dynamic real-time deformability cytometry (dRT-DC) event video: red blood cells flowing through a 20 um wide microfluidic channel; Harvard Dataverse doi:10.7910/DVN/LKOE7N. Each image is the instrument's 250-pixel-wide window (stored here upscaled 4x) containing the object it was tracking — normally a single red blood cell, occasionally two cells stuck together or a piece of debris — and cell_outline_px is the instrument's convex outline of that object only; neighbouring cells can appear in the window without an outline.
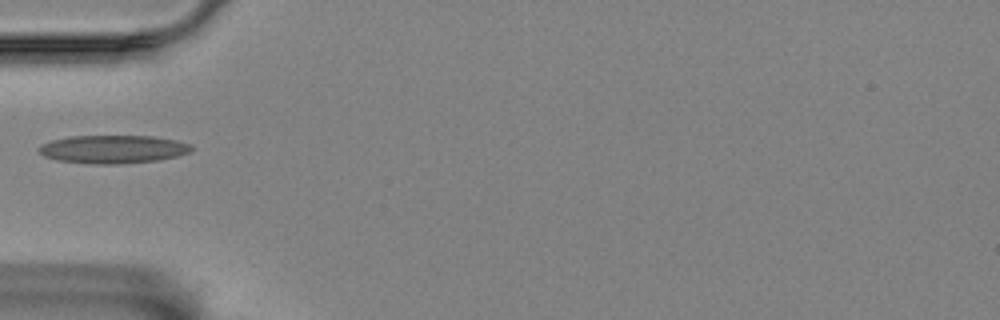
{"species": "Egyptian fruit bat (a non-hibernating species)", "species_latin": "Rousettus aegyptiacus", "temperature_condition": "room temperature", "stored_images_in_passage": 24, "camera_frame_rate_fps": 3000, "um_per_image_px": 0.085, "animal": {"sex": "female"}, "frame": {"image": 1, "passage_image": 1, "time_ms": 0.0, "image_size_px": [1000, 320], "cell_outline_px": [[192, 148], [188, 152], [176, 156], [156, 160], [116, 164], [92, 164], [56, 160], [44, 156], [36, 148], [40, 144], [52, 140], [68, 136], [152, 136], [176, 140], [192, 144]], "centroid_in_image_um": [9.55, 12.68], "position_along_channel_um": 75.4, "area_um2": 25.03}}
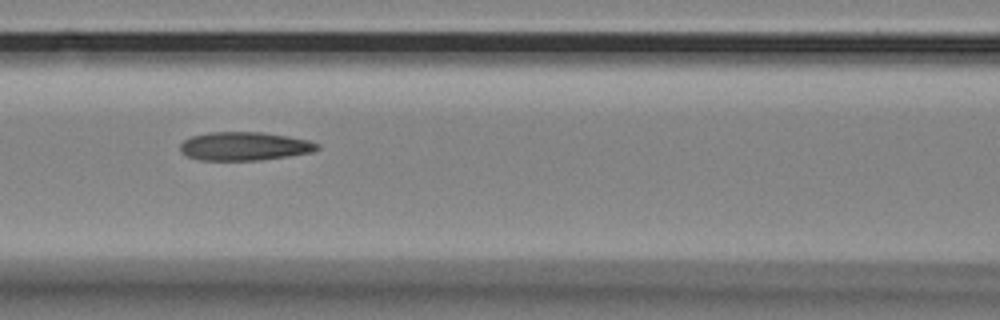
{"frame": {"image": 2, "passage_image": 7, "time_ms": 2.0, "image_size_px": [1000, 320], "cell_outline_px": [[320, 148], [312, 152], [288, 156], [260, 160], [200, 160], [188, 156], [180, 152], [180, 144], [184, 140], [192, 136], [208, 132], [264, 132], [288, 136], [308, 140], [320, 144]], "centroid_in_image_um": [20.78, 12.42], "position_along_channel_um": 145.8, "area_um2": 22.83}}
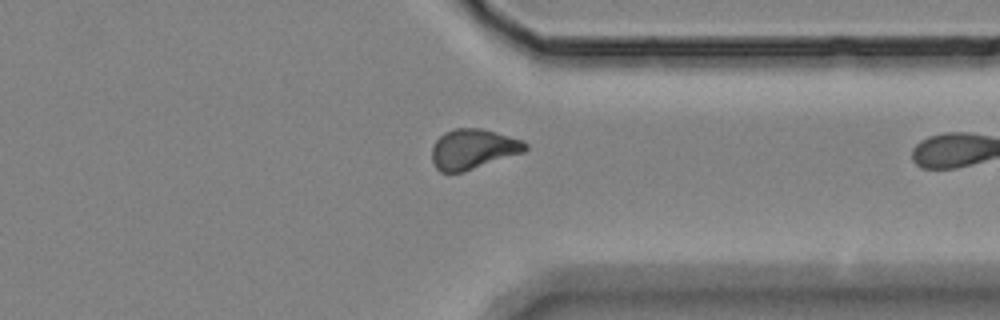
{"frame": {"image": 3, "passage_image": 23, "time_ms": 7.333, "image_size_px": [1000, 320], "cell_outline_px": [[528, 148], [524, 152], [464, 172], [440, 172], [436, 168], [432, 160], [432, 148], [436, 140], [444, 132], [456, 128], [480, 128], [496, 132], [524, 140], [528, 144]], "centroid_in_image_um": [40.23, 12.67], "position_along_channel_um": 371.2, "area_um2": 21.91}}